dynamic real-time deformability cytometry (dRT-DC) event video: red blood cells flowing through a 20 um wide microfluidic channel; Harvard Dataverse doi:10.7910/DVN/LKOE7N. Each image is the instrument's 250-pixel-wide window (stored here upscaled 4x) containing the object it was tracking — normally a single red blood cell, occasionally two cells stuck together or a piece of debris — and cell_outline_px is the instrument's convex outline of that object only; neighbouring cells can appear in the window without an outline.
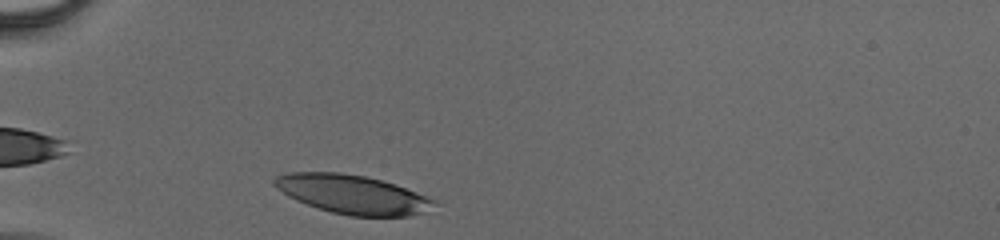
{"species": "human", "species_latin": "Homo sapiens", "temperature_condition": "cold", "stored_images_in_passage": 8, "camera_frame_rate_fps": 3000, "um_per_image_px": 0.085, "donor": {"sex": "male"}, "frame": {"image": 1, "passage_image": 1, "time_ms": 0.0, "image_size_px": [1000, 240], "cell_outline_px": [[436, 204], [424, 212], [408, 216], [348, 216], [332, 212], [296, 200], [288, 196], [276, 188], [272, 184], [272, 180], [276, 176], [288, 172], [340, 172], [364, 176], [380, 180], [416, 192], [436, 200]], "centroid_in_image_um": [29.91, 16.51], "position_along_channel_um": 55.1, "area_um2": 35.89}}
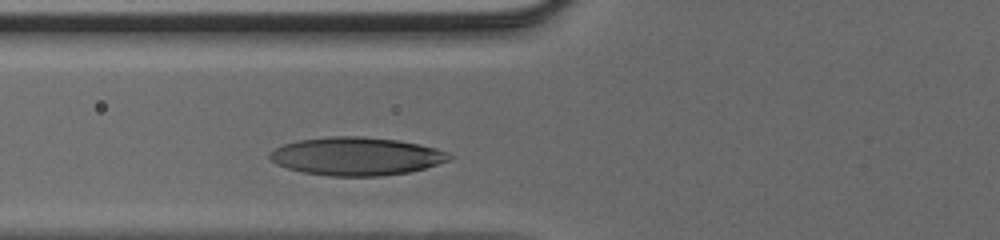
{"frame": {"image": 2, "passage_image": 6, "time_ms": 1.667, "image_size_px": [1000, 240], "cell_outline_px": [[452, 156], [448, 160], [424, 168], [408, 172], [380, 176], [328, 176], [300, 172], [276, 164], [268, 156], [276, 148], [284, 144], [296, 140], [328, 136], [364, 136], [396, 140], [420, 144], [436, 148], [448, 152]], "centroid_in_image_um": [30.26, 13.28], "position_along_channel_um": 95.5, "area_um2": 39.88}}